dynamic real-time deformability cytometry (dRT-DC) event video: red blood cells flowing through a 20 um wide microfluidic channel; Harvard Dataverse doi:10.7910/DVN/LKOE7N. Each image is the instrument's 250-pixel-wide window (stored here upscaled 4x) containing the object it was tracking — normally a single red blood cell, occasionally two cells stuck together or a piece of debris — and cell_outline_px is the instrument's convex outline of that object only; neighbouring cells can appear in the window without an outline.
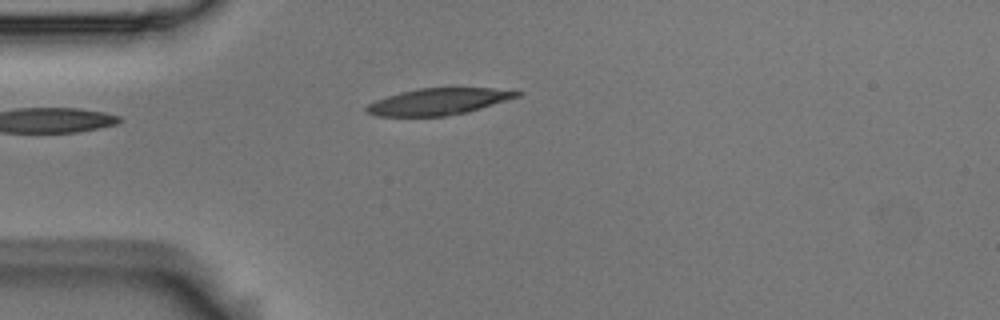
{"species": "Egyptian fruit bat (a non-hibernating species)", "species_latin": "Rousettus aegyptiacus", "temperature_condition": "room temperature", "stored_images_in_passage": 6, "camera_frame_rate_fps": 3000, "um_per_image_px": 0.085, "animal": {"sex": "male"}, "frame": {"image": 1, "passage_image": 5, "time_ms": 1.333, "image_size_px": [1000, 320], "cell_outline_px": [[524, 92], [520, 96], [468, 112], [444, 116], [376, 116], [364, 112], [364, 108], [368, 104], [376, 100], [400, 92], [420, 88], [492, 88]], "centroid_in_image_um": [37.25, 8.64], "position_along_channel_um": 47.8, "area_um2": 23.24}}